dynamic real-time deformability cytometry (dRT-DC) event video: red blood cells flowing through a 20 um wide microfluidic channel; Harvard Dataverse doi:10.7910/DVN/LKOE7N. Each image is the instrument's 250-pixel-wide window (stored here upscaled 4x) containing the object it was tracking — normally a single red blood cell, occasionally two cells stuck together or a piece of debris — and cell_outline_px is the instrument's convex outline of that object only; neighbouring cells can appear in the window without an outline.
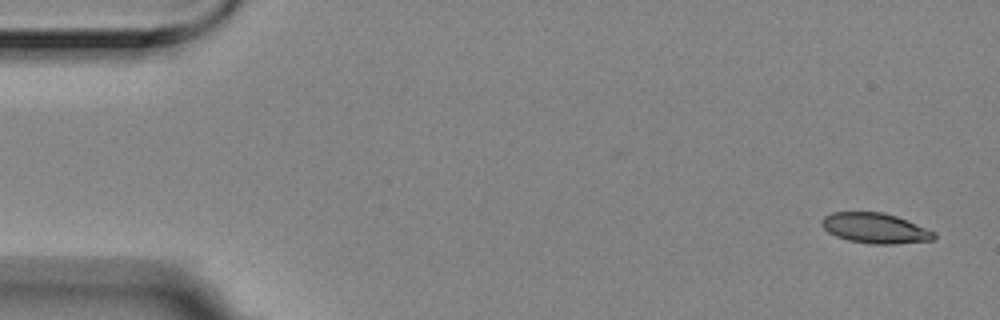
{"species": "Egyptian fruit bat (a non-hibernating species)", "species_latin": "Rousettus aegyptiacus", "temperature_condition": "room temperature", "stored_images_in_passage": 4, "camera_frame_rate_fps": 3000, "um_per_image_px": 0.085, "animal": {"sex": "female"}, "frame": {"image": 1, "passage_image": 1, "time_ms": 0.0, "image_size_px": [1000, 320], "cell_outline_px": [[936, 240], [896, 244], [872, 244], [848, 240], [836, 236], [828, 232], [820, 224], [820, 220], [824, 216], [832, 212], [884, 212], [896, 216], [936, 232]], "centroid_in_image_um": [74.39, 19.4], "position_along_channel_um": 10.6, "area_um2": 19.94}}
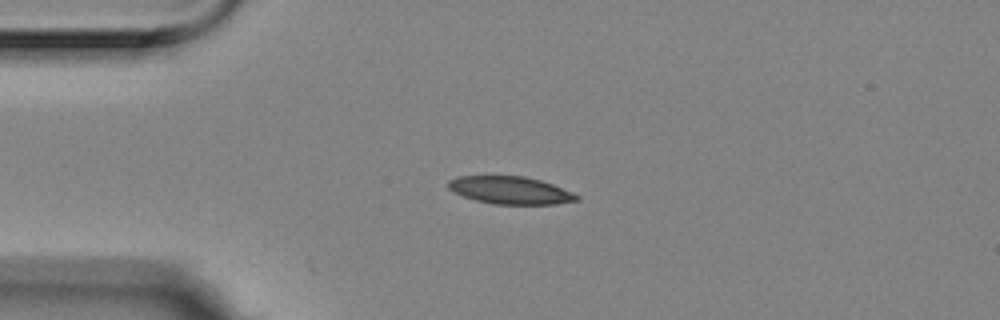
{"frame": {"image": 2, "passage_image": 4, "time_ms": 1.0, "image_size_px": [1000, 320], "cell_outline_px": [[580, 200], [556, 204], [492, 204], [476, 200], [464, 196], [448, 188], [448, 180], [456, 176], [524, 176], [540, 180], [552, 184], [572, 192], [580, 196]], "centroid_in_image_um": [43.39, 16.17], "position_along_channel_um": 41.6, "area_um2": 20.58}}